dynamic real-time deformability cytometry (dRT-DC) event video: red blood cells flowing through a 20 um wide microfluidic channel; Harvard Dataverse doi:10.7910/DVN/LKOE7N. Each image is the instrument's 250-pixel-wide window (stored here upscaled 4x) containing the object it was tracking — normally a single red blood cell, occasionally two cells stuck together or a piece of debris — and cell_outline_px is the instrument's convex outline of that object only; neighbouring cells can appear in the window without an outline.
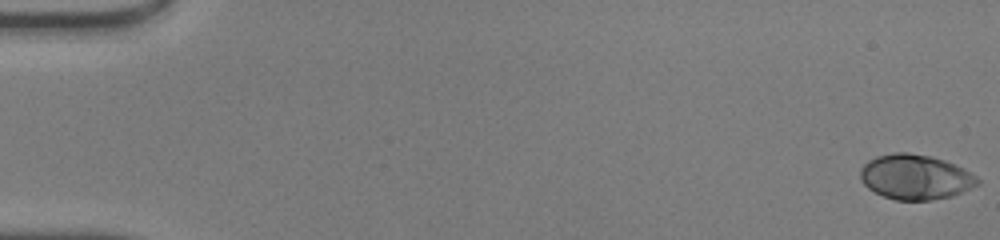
{"species": "human", "species_latin": "Homo sapiens", "temperature_condition": "warm", "stored_images_in_passage": 47, "camera_frame_rate_fps": 3000, "um_per_image_px": 0.085, "donor": {"sex": "male"}, "frame": {"image": 1, "passage_image": 1, "time_ms": 0.0, "image_size_px": [1000, 240], "cell_outline_px": [[980, 184], [952, 196], [932, 200], [896, 200], [884, 196], [868, 188], [860, 180], [860, 168], [868, 160], [876, 156], [892, 152], [908, 152], [932, 156], [944, 160], [964, 168], [976, 176], [980, 180]], "centroid_in_image_um": [77.8, 15.03], "position_along_channel_um": 7.2, "area_um2": 30.92}}
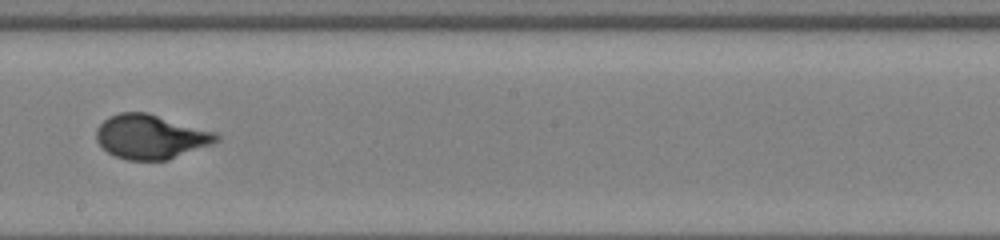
{"frame": {"image": 2, "passage_image": 29, "time_ms": 9.333, "image_size_px": [1000, 240], "cell_outline_px": [[220, 140], [212, 144], [168, 160], [128, 160], [116, 156], [108, 152], [96, 140], [96, 128], [108, 116], [120, 112], [148, 112], [216, 132], [220, 136]], "centroid_in_image_um": [12.82, 11.61], "position_along_channel_um": 235.4, "area_um2": 31.1}}
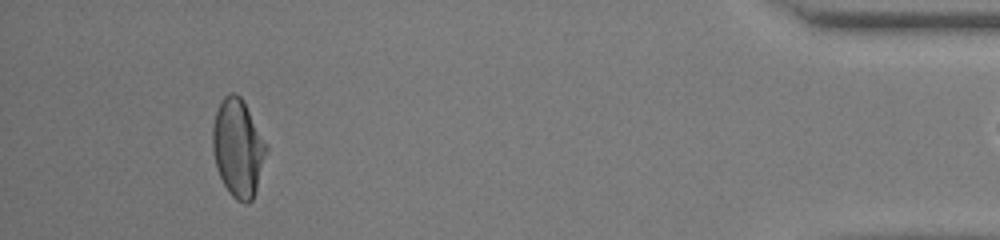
{"frame": {"image": 3, "passage_image": 46, "time_ms": 15.0, "image_size_px": [1000, 240], "cell_outline_px": [[268, 152], [256, 192], [252, 200], [248, 204], [244, 204], [236, 200], [228, 192], [216, 168], [212, 148], [212, 128], [216, 112], [224, 96], [228, 92], [236, 92], [244, 100], [268, 144]], "centroid_in_image_um": [20.26, 12.58], "position_along_channel_um": 414.9, "area_um2": 31.27}}